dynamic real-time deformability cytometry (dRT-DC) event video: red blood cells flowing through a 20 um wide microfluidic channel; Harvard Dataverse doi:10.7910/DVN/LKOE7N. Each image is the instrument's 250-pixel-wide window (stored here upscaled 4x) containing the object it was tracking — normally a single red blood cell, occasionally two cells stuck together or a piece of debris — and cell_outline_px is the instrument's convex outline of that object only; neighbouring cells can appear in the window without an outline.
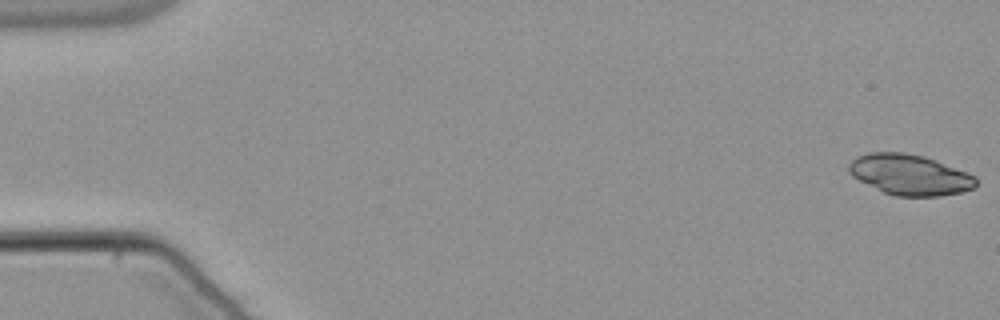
{"species": "common noctule bat (a hibernating species)", "species_latin": "Nyctalus noctula", "temperature_condition": "warm", "stored_images_in_passage": 54, "segment_of_instrument_passage": [1, 2], "camera_frame_rate_fps": 3000, "um_per_image_px": 0.085, "animal": {"sex": "male", "body_mass_g": 21.5, "forearm_length_mm": 52.0}, "frame": {"image": 1, "passage_image": 1, "time_ms": 0.0, "image_size_px": [1000, 320], "cell_outline_px": [[976, 184], [972, 188], [960, 192], [940, 196], [896, 196], [884, 192], [852, 176], [848, 172], [848, 164], [856, 156], [868, 152], [904, 152], [924, 156], [968, 172], [976, 176]], "centroid_in_image_um": [77.32, 14.84], "position_along_channel_um": 7.7, "area_um2": 30.0}}